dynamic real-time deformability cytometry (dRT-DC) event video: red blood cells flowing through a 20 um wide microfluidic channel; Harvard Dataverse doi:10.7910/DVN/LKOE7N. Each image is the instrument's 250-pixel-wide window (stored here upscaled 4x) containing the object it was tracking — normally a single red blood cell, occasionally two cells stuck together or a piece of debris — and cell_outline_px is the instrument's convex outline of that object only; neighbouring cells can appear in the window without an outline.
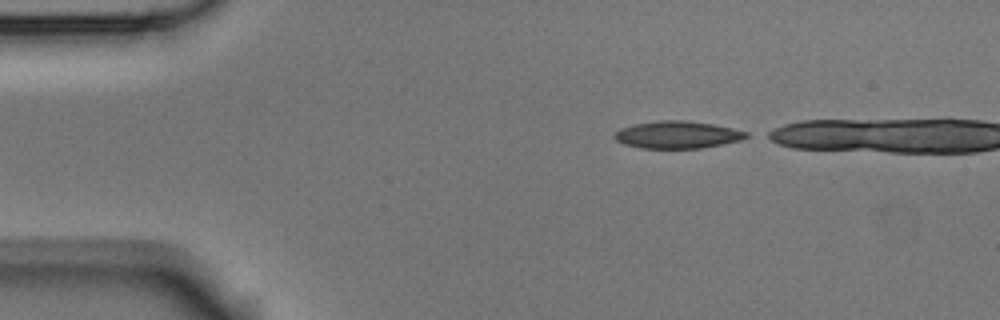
{"species": "Egyptian fruit bat (a non-hibernating species)", "species_latin": "Rousettus aegyptiacus", "temperature_condition": "room temperature", "stored_images_in_passage": 3, "camera_frame_rate_fps": 3000, "um_per_image_px": 0.085, "animal": {"sex": "male"}, "frame": {"image": 1, "passage_image": 1, "time_ms": 0.0, "image_size_px": [1000, 320], "cell_outline_px": [[748, 136], [740, 140], [704, 148], [640, 148], [624, 144], [616, 140], [612, 136], [620, 128], [636, 124], [656, 120], [688, 120], [712, 124], [732, 128], [748, 132]], "centroid_in_image_um": [57.56, 11.45], "position_along_channel_um": 27.4, "area_um2": 20.98}}